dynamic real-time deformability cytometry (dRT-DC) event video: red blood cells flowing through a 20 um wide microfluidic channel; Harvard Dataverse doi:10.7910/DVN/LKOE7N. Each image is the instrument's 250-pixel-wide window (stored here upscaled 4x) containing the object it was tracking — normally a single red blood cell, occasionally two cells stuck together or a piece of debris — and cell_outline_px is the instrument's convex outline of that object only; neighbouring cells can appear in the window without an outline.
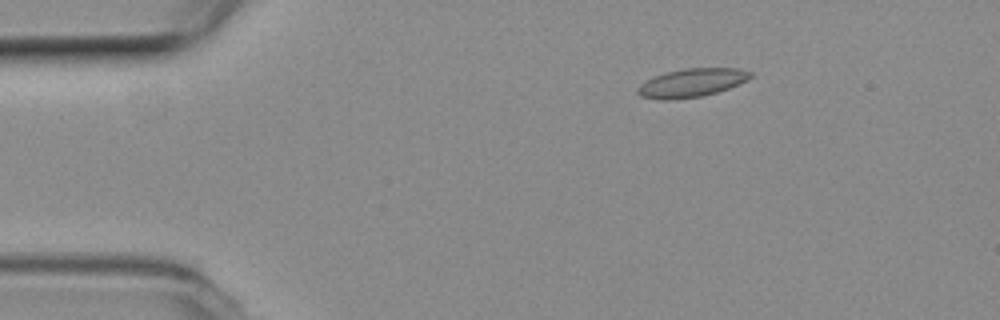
{"species": "common noctule bat (a hibernating species)", "species_latin": "Nyctalus noctula", "temperature_condition": "room temperature", "stored_images_in_passage": 52, "segment_of_instrument_passage": [1, 2], "camera_frame_rate_fps": 3000, "um_per_image_px": 0.085, "animal": {"sex": "female", "body_mass_g": 19.3, "forearm_length_mm": 54.1}, "frame": {"image": 1, "passage_image": 5, "time_ms": 1.333, "image_size_px": [1000, 320], "cell_outline_px": [[752, 76], [728, 88], [716, 92], [700, 96], [668, 100], [664, 100], [640, 96], [636, 92], [636, 88], [640, 84], [664, 72], [684, 68], [740, 68], [752, 72]], "centroid_in_image_um": [58.75, 7.03], "position_along_channel_um": 26.2, "area_um2": 18.44}}
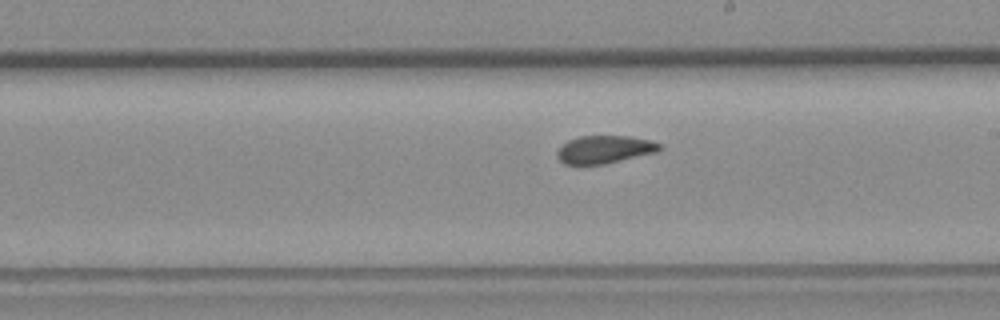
{"frame": {"image": 2, "passage_image": 27, "time_ms": 8.667, "image_size_px": [1000, 320], "cell_outline_px": [[664, 148], [656, 152], [604, 164], [564, 164], [556, 156], [556, 152], [568, 140], [580, 136], [628, 136], [652, 140], [660, 144]], "centroid_in_image_um": [51.4, 12.7], "position_along_channel_um": 237.6, "area_um2": 16.53}}
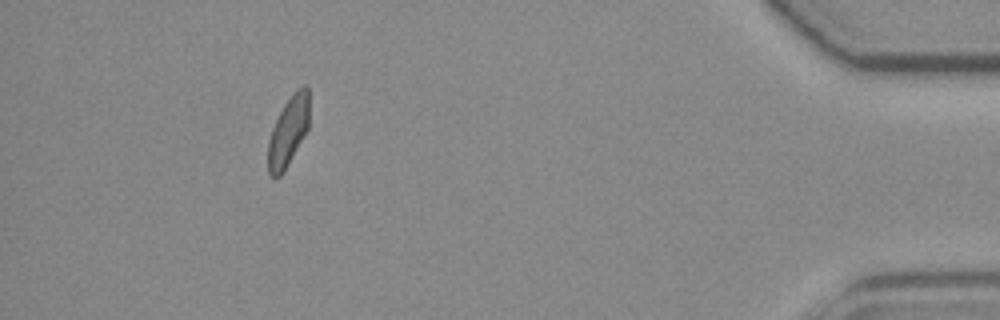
{"frame": {"image": 3, "passage_image": 46, "time_ms": 15.0, "image_size_px": [1000, 320], "cell_outline_px": [[308, 128], [280, 176], [272, 176], [268, 172], [268, 140], [272, 128], [284, 104], [292, 92], [296, 88], [304, 84], [308, 84]], "centroid_in_image_um": [24.5, 11.09], "position_along_channel_um": 410.7, "area_um2": 16.36}}